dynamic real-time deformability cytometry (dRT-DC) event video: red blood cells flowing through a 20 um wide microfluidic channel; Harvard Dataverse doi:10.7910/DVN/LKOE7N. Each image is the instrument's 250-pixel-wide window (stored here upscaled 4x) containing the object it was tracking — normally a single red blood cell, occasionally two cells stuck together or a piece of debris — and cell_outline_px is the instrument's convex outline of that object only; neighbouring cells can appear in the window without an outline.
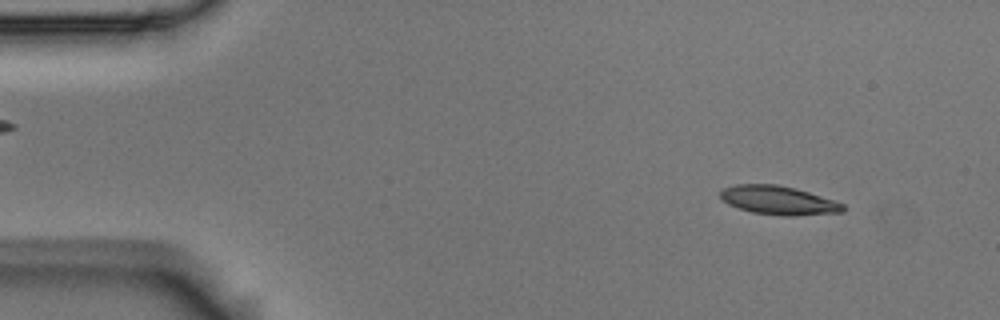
{"species": "Egyptian fruit bat (a non-hibernating species)", "species_latin": "Rousettus aegyptiacus", "temperature_condition": "room temperature", "stored_images_in_passage": 4, "camera_frame_rate_fps": 3000, "um_per_image_px": 0.085, "animal": {"sex": "male"}, "frame": {"image": 1, "passage_image": 1, "time_ms": 0.0, "image_size_px": [1000, 320], "cell_outline_px": [[844, 212], [792, 216], [784, 216], [752, 212], [728, 204], [720, 196], [720, 192], [724, 188], [736, 184], [776, 184], [796, 188], [836, 200], [844, 204]], "centroid_in_image_um": [66.21, 17.02], "position_along_channel_um": 18.8, "area_um2": 20.58}}
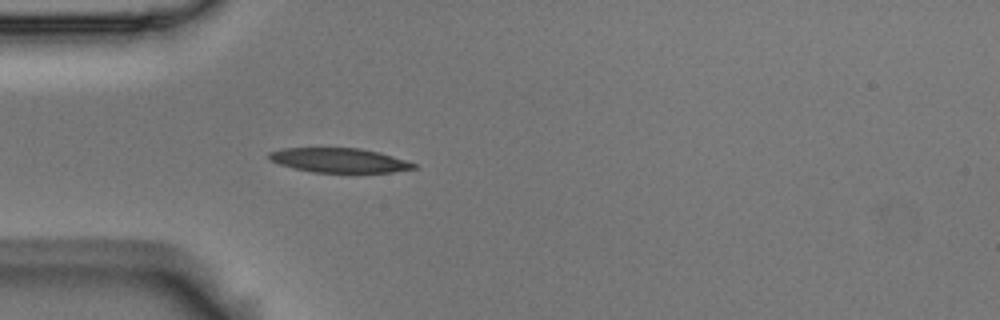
{"frame": {"image": 2, "passage_image": 4, "time_ms": 1.0, "image_size_px": [1000, 320], "cell_outline_px": [[416, 168], [392, 172], [312, 172], [280, 164], [272, 160], [268, 156], [268, 152], [280, 148], [360, 148], [380, 152], [416, 164]], "centroid_in_image_um": [28.82, 13.61], "position_along_channel_um": 56.2, "area_um2": 20.35}}